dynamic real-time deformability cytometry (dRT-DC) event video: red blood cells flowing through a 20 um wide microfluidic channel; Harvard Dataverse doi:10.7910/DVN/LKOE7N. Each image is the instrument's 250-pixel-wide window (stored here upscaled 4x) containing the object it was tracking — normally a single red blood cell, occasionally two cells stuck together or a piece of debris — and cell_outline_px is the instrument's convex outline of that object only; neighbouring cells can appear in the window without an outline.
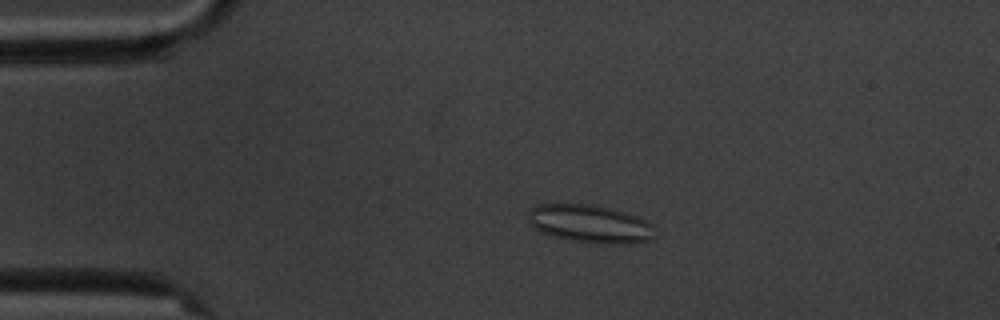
{"species": "common noctule bat (a hibernating species)", "species_latin": "Nyctalus noctula", "temperature_condition": "cold", "stored_images_in_passage": 4, "camera_frame_rate_fps": 3000, "um_per_image_px": 0.085, "animal": {"sex": "male", "body_mass_g": 20.1, "forearm_length_mm": 53.5}, "frame": {"image": 1, "passage_image": 3, "time_ms": 2.333, "image_size_px": [1000, 320], "cell_outline_px": [[656, 224], [648, 240], [628, 244], [600, 244], [572, 240], [552, 236], [536, 228], [528, 220], [528, 212], [532, 208], [540, 204], [592, 204], [624, 212], [636, 216]], "centroid_in_image_um": [50.17, 19.02], "position_along_channel_um": 34.8, "area_um2": 27.8}}